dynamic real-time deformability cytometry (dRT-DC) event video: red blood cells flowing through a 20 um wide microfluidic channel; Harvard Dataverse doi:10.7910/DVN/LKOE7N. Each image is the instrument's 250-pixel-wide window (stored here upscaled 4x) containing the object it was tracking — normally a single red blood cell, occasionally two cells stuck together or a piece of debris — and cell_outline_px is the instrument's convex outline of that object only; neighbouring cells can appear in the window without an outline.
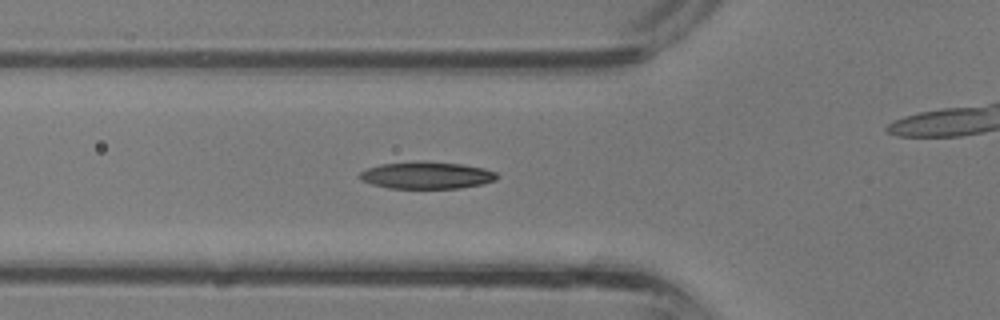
{"species": "common noctule bat (a hibernating species)", "species_latin": "Nyctalus noctula", "temperature_condition": "room temperature", "stored_images_in_passage": 32, "camera_frame_rate_fps": 3000, "um_per_image_px": 0.085, "animal": {"sex": "male", "body_mass_g": 13.3}, "frame": {"image": 1, "passage_image": 7, "time_ms": 2.0, "image_size_px": [1000, 320], "cell_outline_px": [[500, 176], [496, 180], [480, 184], [460, 188], [388, 188], [372, 184], [360, 180], [360, 172], [368, 168], [380, 164], [416, 160], [424, 160], [464, 164], [484, 168], [496, 172]], "centroid_in_image_um": [36.28, 14.88], "position_along_channel_um": 89.5, "area_um2": 21.96}}
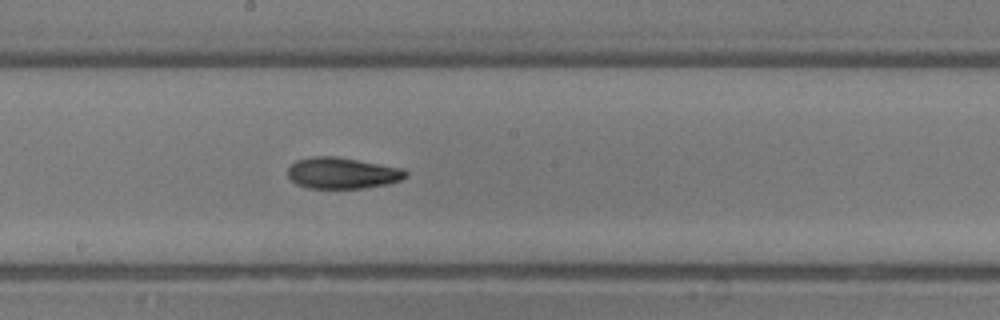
{"frame": {"image": 2, "passage_image": 14, "time_ms": 4.333, "image_size_px": [1000, 320], "cell_outline_px": [[408, 176], [400, 180], [388, 184], [364, 188], [308, 188], [296, 184], [288, 176], [288, 168], [296, 160], [312, 156], [336, 156], [404, 168], [408, 172]], "centroid_in_image_um": [29.12, 14.71], "position_along_channel_um": 219.1, "area_um2": 21.62}}
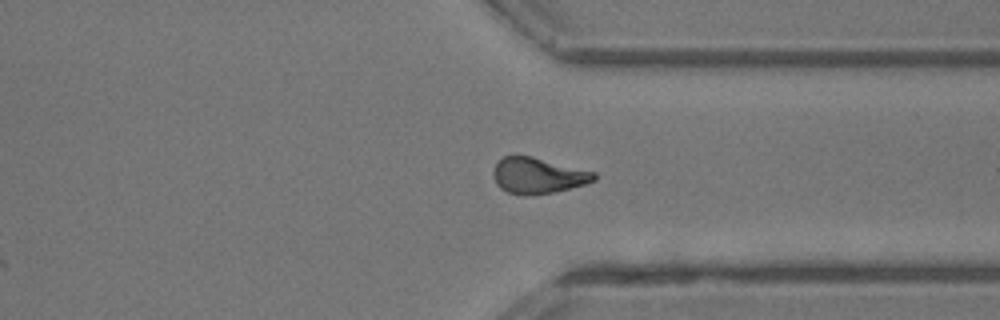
{"frame": {"image": 3, "passage_image": 22, "time_ms": 7.0, "image_size_px": [1000, 320], "cell_outline_px": [[596, 180], [584, 184], [552, 192], [524, 196], [520, 196], [508, 192], [500, 188], [496, 184], [492, 172], [496, 164], [504, 156], [532, 156], [596, 172]], "centroid_in_image_um": [45.71, 14.93], "position_along_channel_um": 365.7, "area_um2": 20.98}}